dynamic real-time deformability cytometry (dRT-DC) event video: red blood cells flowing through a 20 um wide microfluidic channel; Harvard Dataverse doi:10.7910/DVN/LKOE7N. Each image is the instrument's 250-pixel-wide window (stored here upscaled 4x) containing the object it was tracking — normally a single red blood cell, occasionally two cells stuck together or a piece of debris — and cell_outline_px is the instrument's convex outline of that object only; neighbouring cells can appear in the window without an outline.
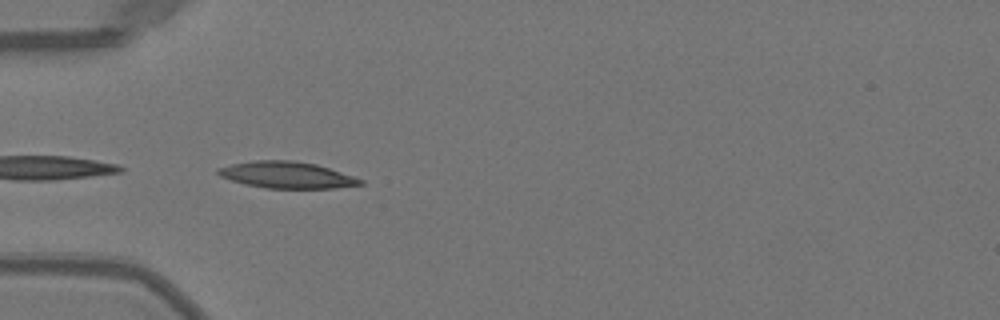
{"species": "Egyptian fruit bat (a non-hibernating species)", "species_latin": "Rousettus aegyptiacus", "temperature_condition": "warm", "stored_images_in_passage": 34, "camera_frame_rate_fps": 3000, "um_per_image_px": 0.085, "animal": {"sex": "female"}, "frame": {"image": 1, "passage_image": 1, "time_ms": 0.0, "image_size_px": [1000, 320], "cell_outline_px": [[364, 184], [336, 188], [264, 188], [244, 184], [220, 176], [216, 172], [216, 168], [232, 164], [256, 160], [292, 160], [316, 164], [364, 180]], "centroid_in_image_um": [24.36, 14.87], "position_along_channel_um": 60.6, "area_um2": 21.91}}
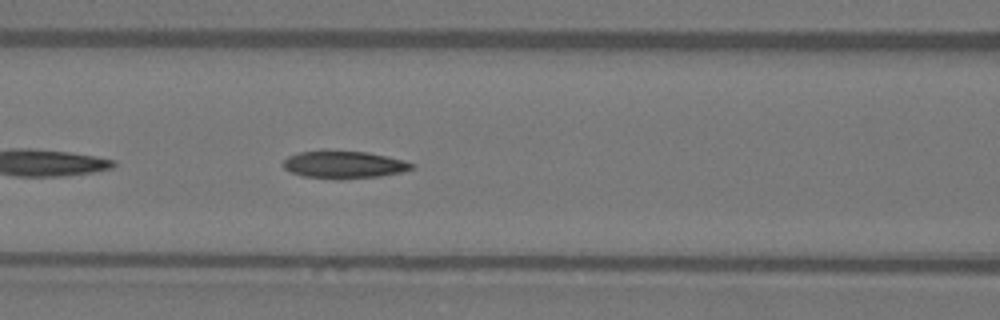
{"frame": {"image": 2, "passage_image": 7, "time_ms": 2.0, "image_size_px": [1000, 320], "cell_outline_px": [[416, 168], [400, 172], [380, 176], [340, 180], [336, 180], [304, 176], [292, 172], [284, 168], [284, 160], [288, 156], [300, 152], [324, 148], [368, 152], [404, 160], [416, 164]], "centroid_in_image_um": [29.24, 13.97], "position_along_channel_um": 137.4, "area_um2": 21.27}}
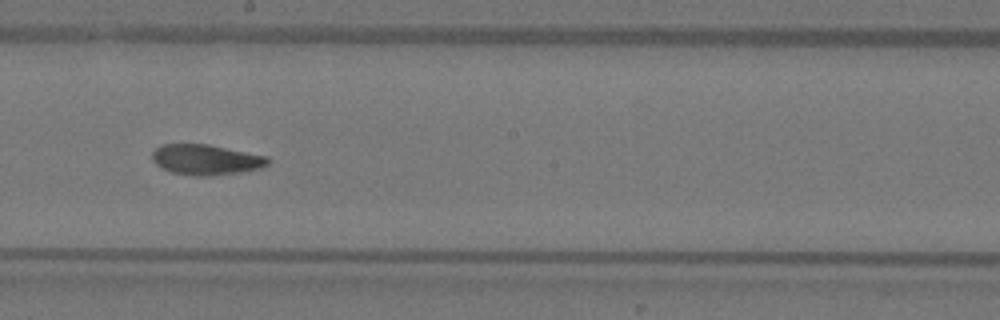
{"frame": {"image": 3, "passage_image": 14, "time_ms": 4.333, "image_size_px": [1000, 320], "cell_outline_px": [[272, 160], [268, 164], [260, 168], [240, 172], [208, 176], [196, 176], [172, 172], [160, 168], [152, 160], [152, 152], [160, 144], [208, 144], [268, 156]], "centroid_in_image_um": [17.51, 13.56], "position_along_channel_um": 230.7, "area_um2": 20.63}, "authors_computed_cell_mechanics": {"area_um2": 21.0681, "velocity_mm_per_s": 4.0178, "shape_relaxation_time_tau1_ms": 6.0651, "shape_relaxation_time_tau2_ms": 2.7715, "deformation_change_tau1": 0.2074, "deformation_change_tau2": 0.0895}}